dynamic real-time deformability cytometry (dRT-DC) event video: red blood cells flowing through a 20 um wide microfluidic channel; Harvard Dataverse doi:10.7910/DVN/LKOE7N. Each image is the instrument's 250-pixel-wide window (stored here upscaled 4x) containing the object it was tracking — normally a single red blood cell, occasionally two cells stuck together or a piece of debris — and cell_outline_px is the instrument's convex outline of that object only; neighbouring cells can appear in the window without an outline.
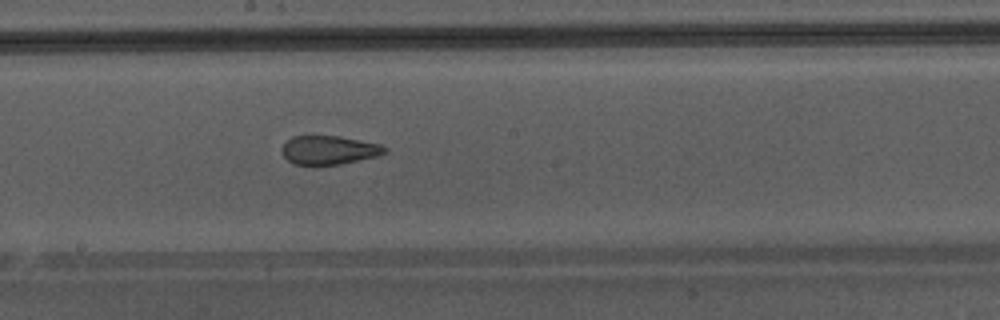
{"species": "Egyptian fruit bat (a non-hibernating species)", "species_latin": "Rousettus aegyptiacus", "temperature_condition": "warm", "stored_images_in_passage": 50, "camera_frame_rate_fps": 3000, "um_per_image_px": 0.085, "animal": {"sex": "male"}, "frame": {"image": 1, "passage_image": 29, "time_ms": 9.333, "image_size_px": [1000, 320], "cell_outline_px": [[388, 152], [376, 156], [340, 164], [316, 168], [312, 168], [292, 164], [284, 156], [284, 144], [292, 136], [340, 136], [380, 144], [388, 148]], "centroid_in_image_um": [27.96, 12.8], "position_along_channel_um": 220.2, "area_um2": 17.69}}